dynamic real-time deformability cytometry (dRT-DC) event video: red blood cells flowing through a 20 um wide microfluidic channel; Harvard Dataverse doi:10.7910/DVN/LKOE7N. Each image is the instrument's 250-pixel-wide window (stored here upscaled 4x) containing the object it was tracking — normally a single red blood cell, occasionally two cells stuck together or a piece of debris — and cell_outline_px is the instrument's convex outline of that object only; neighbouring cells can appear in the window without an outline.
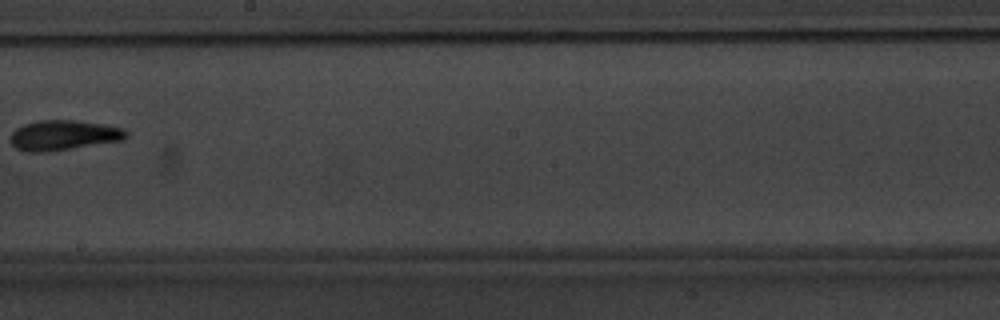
{"species": "common noctule bat (a hibernating species)", "species_latin": "Nyctalus noctula", "temperature_condition": "warm", "stored_images_in_passage": 10, "camera_frame_rate_fps": 3000, "um_per_image_px": 0.085, "animal": {"sex": "male", "body_mass_g": 20.1, "forearm_length_mm": 53.5}, "frame": {"image": 1, "passage_image": 9, "time_ms": 10.667, "image_size_px": [1000, 320], "cell_outline_px": [[128, 136], [124, 140], [44, 152], [28, 152], [16, 148], [12, 144], [12, 132], [16, 128], [24, 124], [40, 120], [76, 120], [104, 124], [124, 128], [128, 132]], "centroid_in_image_um": [5.44, 11.48], "position_along_channel_um": 242.8, "area_um2": 20.17}}
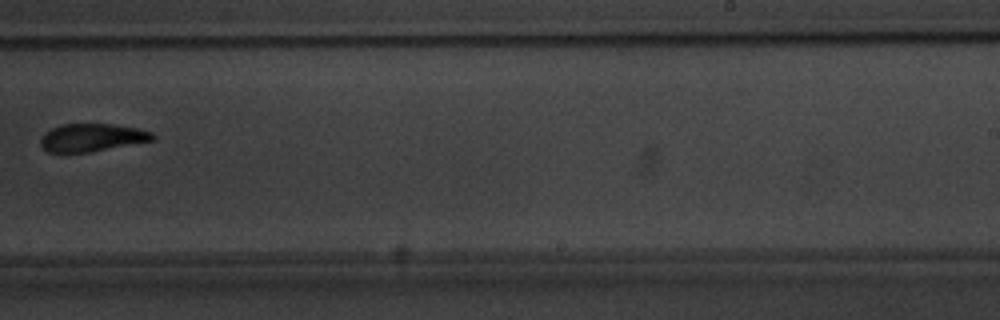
{"frame": {"image": 2, "passage_image": 10, "time_ms": 11.667, "image_size_px": [1000, 320], "cell_outline_px": [[156, 136], [152, 140], [88, 152], [48, 152], [40, 144], [40, 140], [44, 132], [60, 124], [112, 124], [136, 128], [152, 132]], "centroid_in_image_um": [7.77, 11.68], "position_along_channel_um": 281.2, "area_um2": 17.92}}